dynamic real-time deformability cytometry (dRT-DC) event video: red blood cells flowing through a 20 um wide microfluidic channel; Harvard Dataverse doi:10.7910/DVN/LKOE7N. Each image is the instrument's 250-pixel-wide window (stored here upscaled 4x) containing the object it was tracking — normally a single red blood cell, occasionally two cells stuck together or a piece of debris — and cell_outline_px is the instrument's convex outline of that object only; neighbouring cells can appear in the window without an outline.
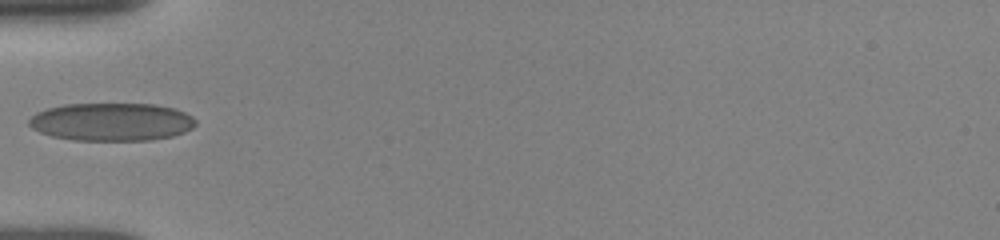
{"species": "human", "species_latin": "Homo sapiens", "temperature_condition": "room temperature", "stored_images_in_passage": 13, "camera_frame_rate_fps": 3000, "um_per_image_px": 0.085, "donor": {"sex": "female"}, "frame": {"image": 1, "passage_image": 1, "time_ms": 0.0, "image_size_px": [1000, 240], "cell_outline_px": [[196, 124], [192, 128], [184, 132], [172, 136], [152, 140], [72, 140], [52, 136], [40, 132], [32, 128], [28, 124], [28, 120], [36, 112], [48, 108], [64, 104], [152, 104], [176, 108], [192, 116], [196, 120]], "centroid_in_image_um": [9.49, 10.36], "position_along_channel_um": 75.5, "area_um2": 36.99}}
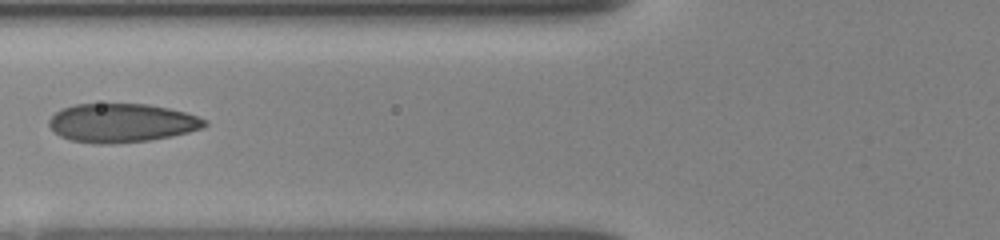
{"frame": {"image": 2, "passage_image": 3, "time_ms": 1.0, "image_size_px": [1000, 240], "cell_outline_px": [[208, 124], [204, 128], [188, 132], [148, 140], [108, 144], [100, 144], [72, 140], [60, 136], [48, 124], [48, 120], [60, 108], [76, 104], [148, 104], [168, 108], [184, 112], [208, 120]], "centroid_in_image_um": [10.34, 10.44], "position_along_channel_um": 115.5, "area_um2": 34.91}}